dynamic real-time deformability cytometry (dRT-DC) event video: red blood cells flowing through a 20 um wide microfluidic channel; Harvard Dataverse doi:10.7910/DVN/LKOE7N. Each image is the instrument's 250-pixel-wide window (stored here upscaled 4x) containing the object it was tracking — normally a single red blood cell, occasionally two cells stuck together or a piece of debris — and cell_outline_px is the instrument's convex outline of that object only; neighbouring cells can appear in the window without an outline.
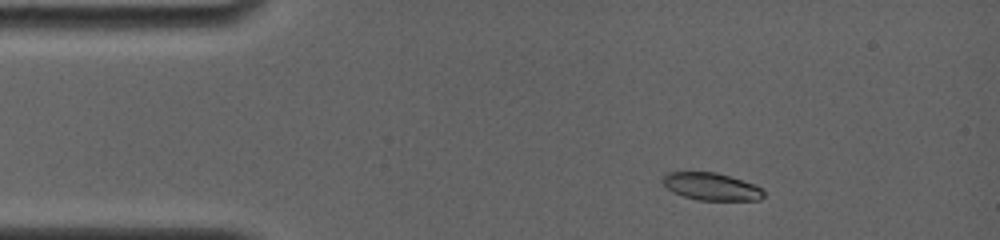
{"species": "common noctule bat (a hibernating species)", "species_latin": "Nyctalus noctula", "temperature_condition": "room temperature", "stored_images_in_passage": 7, "camera_frame_rate_fps": 4000, "um_per_image_px": 0.085, "animal": {"sex": "female", "body_mass_g": 19.0, "forearm_length_mm": 56.7}, "frame": {"image": 1, "passage_image": 2, "time_ms": 1.0, "image_size_px": [1000, 240], "cell_outline_px": [[764, 196], [760, 200], [700, 200], [684, 196], [672, 192], [664, 184], [664, 176], [668, 172], [716, 172], [756, 184], [764, 192]], "centroid_in_image_um": [60.5, 15.86], "position_along_channel_um": 24.5, "area_um2": 16.01}}
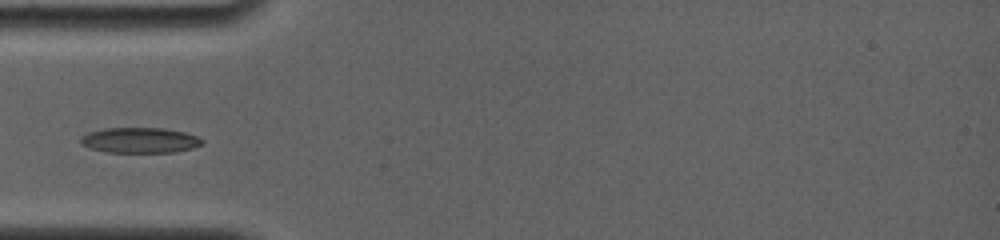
{"frame": {"image": 2, "passage_image": 5, "time_ms": 3.75, "image_size_px": [1000, 240], "cell_outline_px": [[204, 144], [192, 148], [176, 152], [108, 152], [92, 148], [80, 144], [80, 136], [88, 132], [104, 128], [164, 128], [184, 132], [196, 136], [204, 140]], "centroid_in_image_um": [11.89, 11.91], "position_along_channel_um": 73.1, "area_um2": 18.03}}
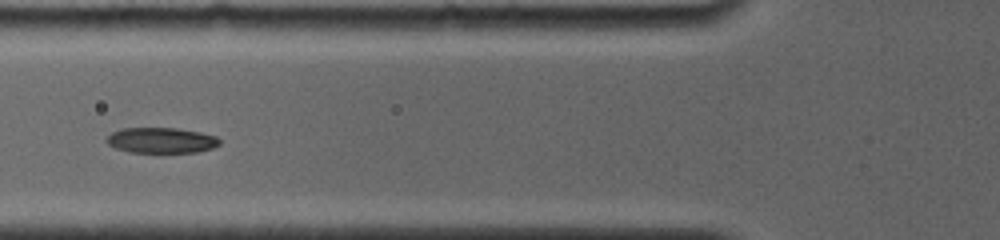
{"frame": {"image": 3, "passage_image": 6, "time_ms": 4.75, "image_size_px": [1000, 240], "cell_outline_px": [[220, 144], [212, 148], [196, 152], [128, 152], [116, 148], [108, 144], [104, 140], [112, 132], [124, 128], [176, 128], [200, 132], [216, 136], [220, 140]], "centroid_in_image_um": [13.7, 11.92], "position_along_channel_um": 112.1, "area_um2": 16.76}}